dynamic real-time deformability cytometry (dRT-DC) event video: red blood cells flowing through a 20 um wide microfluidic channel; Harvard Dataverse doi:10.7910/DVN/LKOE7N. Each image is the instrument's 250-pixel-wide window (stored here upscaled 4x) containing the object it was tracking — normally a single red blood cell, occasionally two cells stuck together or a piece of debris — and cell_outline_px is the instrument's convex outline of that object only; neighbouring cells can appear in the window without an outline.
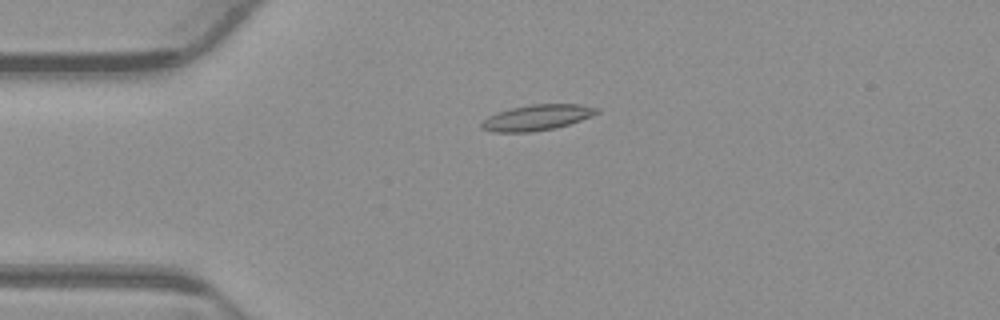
{"species": "common noctule bat (a hibernating species)", "species_latin": "Nyctalus noctula", "temperature_condition": "warm", "stored_images_in_passage": 54, "camera_frame_rate_fps": 3000, "um_per_image_px": 0.085, "animal": {"sex": "male", "body_mass_g": 23.1, "forearm_length_mm": 52.7}, "frame": {"image": 1, "passage_image": 13, "time_ms": 4.0, "image_size_px": [1000, 320], "cell_outline_px": [[600, 112], [592, 116], [556, 128], [532, 132], [492, 132], [480, 128], [480, 124], [488, 116], [496, 112], [512, 108], [532, 104], [580, 104], [600, 108]], "centroid_in_image_um": [45.64, 9.99], "position_along_channel_um": 39.4, "area_um2": 17.34}}
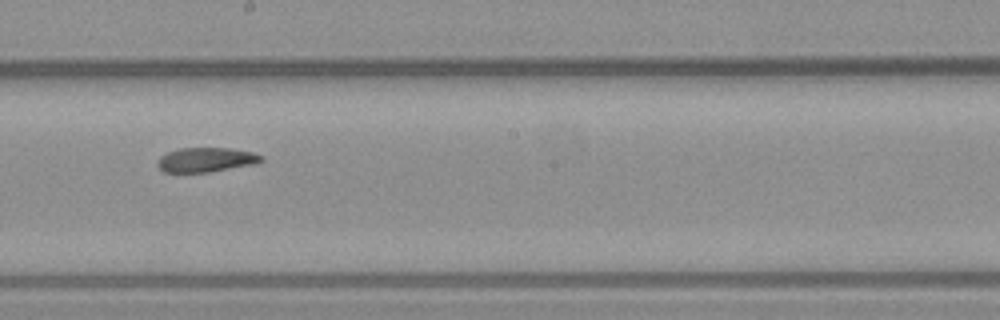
{"frame": {"image": 2, "passage_image": 30, "time_ms": 9.667, "image_size_px": [1000, 320], "cell_outline_px": [[264, 160], [256, 164], [208, 172], [164, 172], [156, 164], [160, 156], [168, 152], [180, 148], [232, 148], [252, 152], [264, 156]], "centroid_in_image_um": [17.54, 13.57], "position_along_channel_um": 230.7, "area_um2": 14.85}}
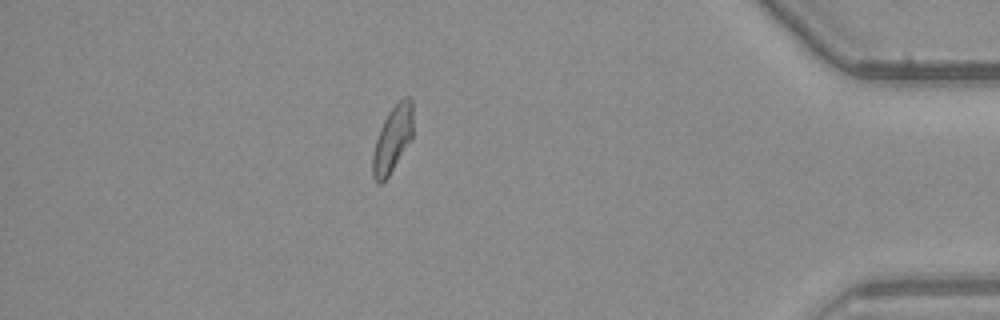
{"frame": {"image": 3, "passage_image": 47, "time_ms": 15.333, "image_size_px": [1000, 320], "cell_outline_px": [[412, 136], [388, 176], [380, 184], [376, 184], [372, 176], [372, 156], [376, 140], [380, 128], [388, 112], [404, 96], [408, 96], [412, 100]], "centroid_in_image_um": [33.34, 11.83], "position_along_channel_um": 401.9, "area_um2": 15.26}, "authors_computed_cell_mechanics": {"area_um2": 15.9528, "velocity_mm_per_s": 3.8558, "shape_relaxation_time_tau1_ms": null, "shape_relaxation_time_tau2_ms": 3.934, "deformation_change_tau1": null, "deformation_change_tau2": 0.1026}}